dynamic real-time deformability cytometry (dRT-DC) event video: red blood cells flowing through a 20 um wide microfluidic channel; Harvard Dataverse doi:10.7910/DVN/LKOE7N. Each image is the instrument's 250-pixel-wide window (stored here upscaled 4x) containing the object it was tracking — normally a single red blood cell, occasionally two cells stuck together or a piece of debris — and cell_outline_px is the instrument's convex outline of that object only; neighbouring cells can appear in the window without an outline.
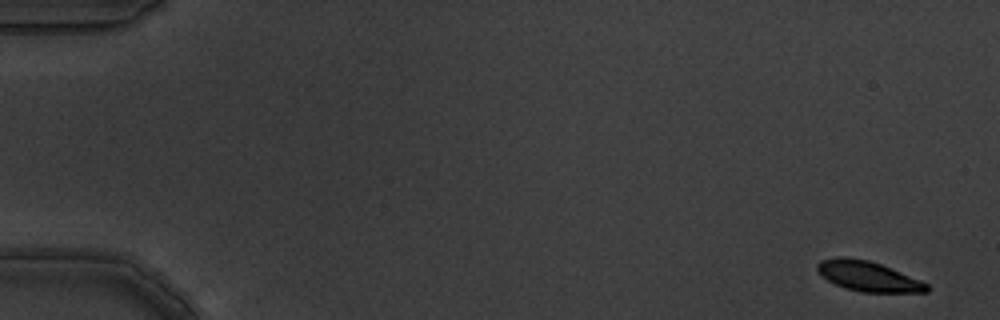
{"species": "common noctule bat (a hibernating species)", "species_latin": "Nyctalus noctula", "temperature_condition": "warm", "stored_images_in_passage": 5, "camera_frame_rate_fps": 3000, "um_per_image_px": 0.085, "animal": {"sex": "male", "body_mass_g": 19.5, "forearm_length_mm": 54.6}, "frame": {"image": 1, "passage_image": 1, "time_ms": 0.0, "image_size_px": [1000, 320], "cell_outline_px": [[928, 292], [860, 292], [844, 288], [828, 280], [816, 268], [816, 264], [820, 260], [836, 256], [844, 256], [868, 260], [880, 264], [920, 280], [928, 284]], "centroid_in_image_um": [73.76, 23.47], "position_along_channel_um": 11.2, "area_um2": 19.02}}
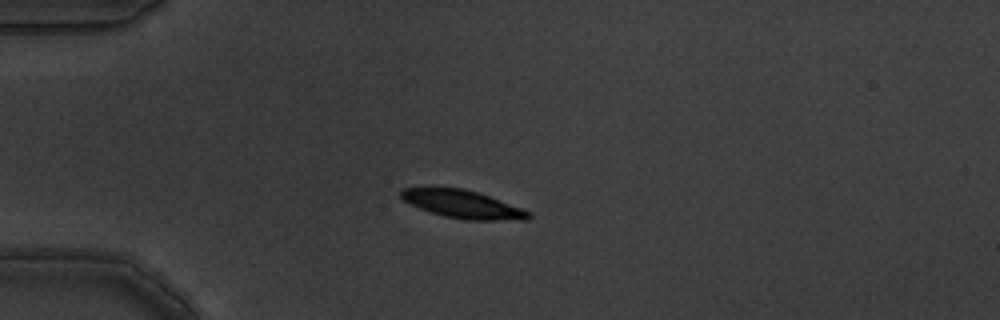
{"frame": {"image": 2, "passage_image": 5, "time_ms": 1.333, "image_size_px": [1000, 320], "cell_outline_px": [[532, 216], [528, 220], [464, 220], [444, 216], [420, 208], [404, 200], [400, 196], [400, 192], [404, 188], [460, 188], [476, 192], [488, 196], [532, 212]], "centroid_in_image_um": [39.38, 17.38], "position_along_channel_um": 45.6, "area_um2": 20.4}}